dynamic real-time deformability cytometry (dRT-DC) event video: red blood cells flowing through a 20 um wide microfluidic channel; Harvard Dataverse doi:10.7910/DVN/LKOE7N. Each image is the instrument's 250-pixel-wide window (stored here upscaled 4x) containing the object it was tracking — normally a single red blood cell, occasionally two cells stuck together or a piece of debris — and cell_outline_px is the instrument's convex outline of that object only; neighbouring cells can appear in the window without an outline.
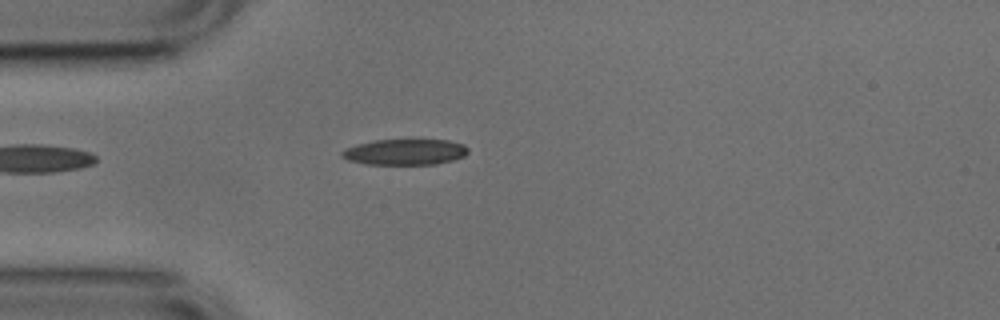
{"species": "common noctule bat (a hibernating species)", "species_latin": "Nyctalus noctula", "temperature_condition": "cold", "stored_images_in_passage": 28, "camera_frame_rate_fps": 3000, "um_per_image_px": 0.085, "animal": {"sex": "male", "body_mass_g": 17.9, "forearm_length_mm": 54.2}, "frame": {"image": 1, "passage_image": 1, "time_ms": 0.0, "image_size_px": [1000, 320], "cell_outline_px": [[468, 152], [464, 156], [452, 160], [436, 164], [364, 164], [348, 160], [340, 156], [340, 152], [344, 148], [356, 144], [376, 140], [448, 140], [464, 144], [468, 148]], "centroid_in_image_um": [34.39, 12.92], "position_along_channel_um": 50.6, "area_um2": 19.07}, "authors_computed_cell_mechanics": {"area_um2": 19.363, "velocity_mm_per_s": 3.7813, "shape_relaxation_time_tau1_ms": 6.2015, "shape_relaxation_time_tau2_ms": 4.121, "deformation_change_tau1": 0.1372, "deformation_change_tau2": 0.118}}